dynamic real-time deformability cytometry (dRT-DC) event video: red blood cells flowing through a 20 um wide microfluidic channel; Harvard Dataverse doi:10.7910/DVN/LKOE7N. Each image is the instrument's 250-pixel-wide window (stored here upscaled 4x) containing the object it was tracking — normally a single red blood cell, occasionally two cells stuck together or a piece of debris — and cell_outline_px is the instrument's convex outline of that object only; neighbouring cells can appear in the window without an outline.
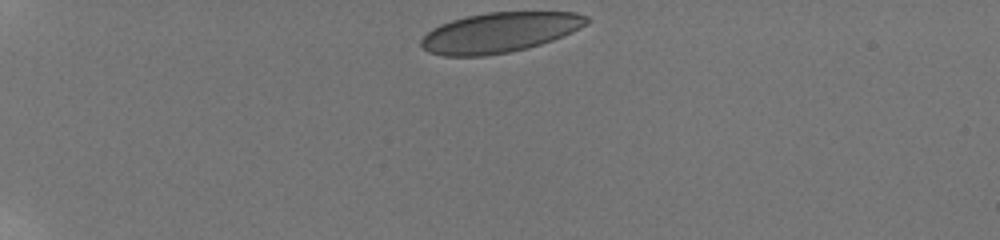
{"species": "human", "species_latin": "Homo sapiens", "temperature_condition": "room temperature", "stored_images_in_passage": 50, "camera_frame_rate_fps": 3000, "um_per_image_px": 0.085, "donor": {"sex": "male"}, "frame": {"image": 1, "passage_image": 1, "time_ms": 0.0, "image_size_px": [1000, 240], "cell_outline_px": [[592, 20], [580, 28], [572, 32], [552, 40], [540, 44], [508, 52], [484, 56], [444, 56], [428, 52], [420, 44], [420, 40], [432, 28], [440, 24], [452, 20], [468, 16], [488, 12], [576, 12], [588, 16]], "centroid_in_image_um": [42.47, 2.75], "position_along_channel_um": 42.5, "area_um2": 38.49}}
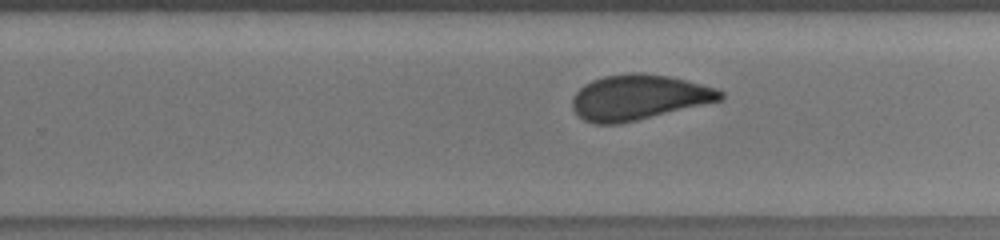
{"frame": {"image": 2, "passage_image": 22, "time_ms": 8.0, "image_size_px": [1000, 240], "cell_outline_px": [[724, 100], [620, 124], [592, 124], [584, 120], [572, 108], [572, 100], [576, 92], [584, 84], [592, 80], [604, 76], [628, 72], [640, 72], [668, 76], [688, 80], [716, 88], [724, 92]], "centroid_in_image_um": [54.31, 8.27], "position_along_channel_um": 275.5, "area_um2": 39.3}}
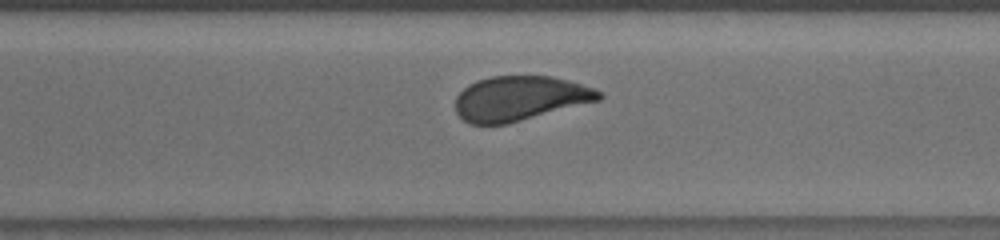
{"frame": {"image": 3, "passage_image": 29, "time_ms": 9.333, "image_size_px": [1000, 240], "cell_outline_px": [[604, 96], [600, 100], [508, 124], [468, 124], [456, 112], [456, 96], [468, 84], [476, 80], [492, 76], [552, 76], [568, 80], [604, 92]], "centroid_in_image_um": [44.19, 8.36], "position_along_channel_um": 326.4, "area_um2": 37.45}, "authors_computed_cell_mechanics": {"area_um2": 39.015, "velocity_mm_per_s": 3.8206, "shape_relaxation_time_tau1_ms": 6.6661, "shape_relaxation_time_tau2_ms": 1.1162, "deformation_change_tau1": 0.1382, "deformation_change_tau2": 0.054}}